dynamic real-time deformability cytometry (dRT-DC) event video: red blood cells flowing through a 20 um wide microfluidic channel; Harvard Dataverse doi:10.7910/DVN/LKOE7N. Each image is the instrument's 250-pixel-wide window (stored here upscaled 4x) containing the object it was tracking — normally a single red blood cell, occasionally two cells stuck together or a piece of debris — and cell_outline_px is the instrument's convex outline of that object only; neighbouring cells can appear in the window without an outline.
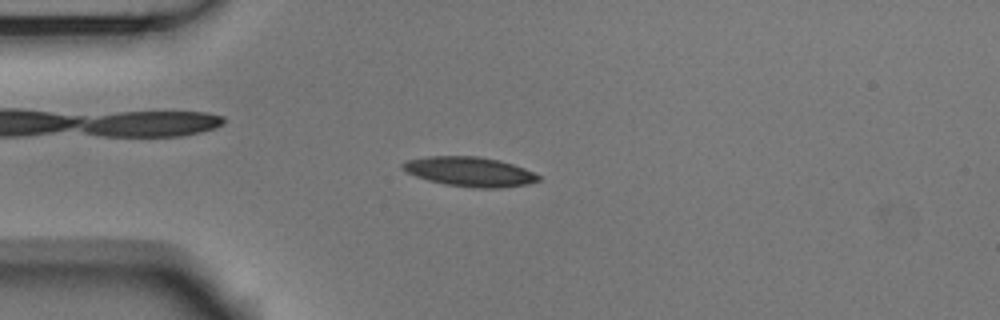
{"species": "Egyptian fruit bat (a non-hibernating species)", "species_latin": "Rousettus aegyptiacus", "temperature_condition": "room temperature", "stored_images_in_passage": 52, "camera_frame_rate_fps": 3000, "um_per_image_px": 0.085, "animal": {"sex": "male"}, "frame": {"image": 1, "passage_image": 12, "time_ms": 3.667, "image_size_px": [1000, 320], "cell_outline_px": [[540, 180], [528, 184], [500, 188], [476, 188], [444, 184], [428, 180], [416, 176], [400, 168], [400, 164], [404, 160], [428, 156], [476, 156], [500, 160], [524, 168], [540, 176]], "centroid_in_image_um": [39.89, 14.59], "position_along_channel_um": 45.1, "area_um2": 23.47}}
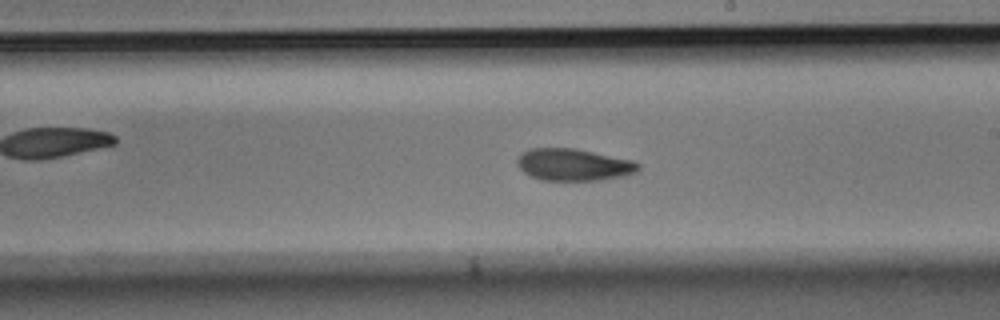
{"frame": {"image": 2, "passage_image": 29, "time_ms": 9.333, "image_size_px": [1000, 320], "cell_outline_px": [[640, 168], [636, 172], [624, 176], [600, 180], [540, 180], [524, 172], [516, 164], [516, 160], [520, 152], [528, 148], [576, 148], [632, 160], [640, 164]], "centroid_in_image_um": [48.73, 13.99], "position_along_channel_um": 240.3, "area_um2": 22.77}}
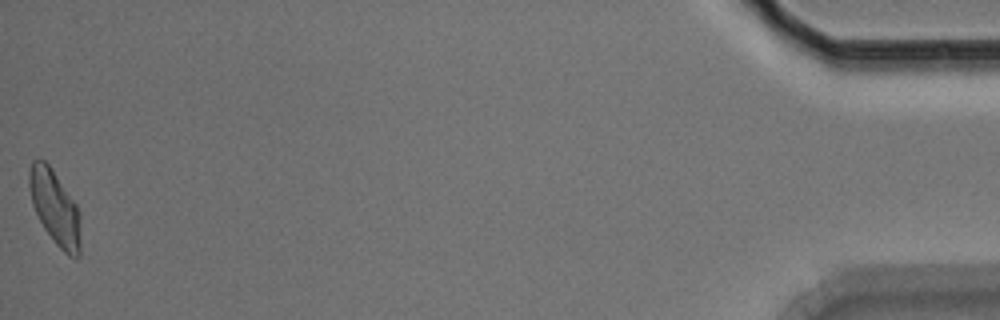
{"frame": {"image": 3, "passage_image": 52, "time_ms": 17.0, "image_size_px": [1000, 320], "cell_outline_px": [[80, 256], [76, 260], [68, 256], [56, 244], [44, 228], [32, 204], [28, 184], [28, 172], [32, 160], [44, 160], [52, 168], [76, 204], [80, 212]], "centroid_in_image_um": [4.68, 17.66], "position_along_channel_um": 430.5, "area_um2": 22.43}, "authors_computed_cell_mechanics": {"area_um2": 22.542, "velocity_mm_per_s": 3.7409, "shape_relaxation_time_tau1_ms": 3.7724, "shape_relaxation_time_tau2_ms": 3.2938, "deformation_change_tau1": 0.142, "deformation_change_tau2": 0.0902}}